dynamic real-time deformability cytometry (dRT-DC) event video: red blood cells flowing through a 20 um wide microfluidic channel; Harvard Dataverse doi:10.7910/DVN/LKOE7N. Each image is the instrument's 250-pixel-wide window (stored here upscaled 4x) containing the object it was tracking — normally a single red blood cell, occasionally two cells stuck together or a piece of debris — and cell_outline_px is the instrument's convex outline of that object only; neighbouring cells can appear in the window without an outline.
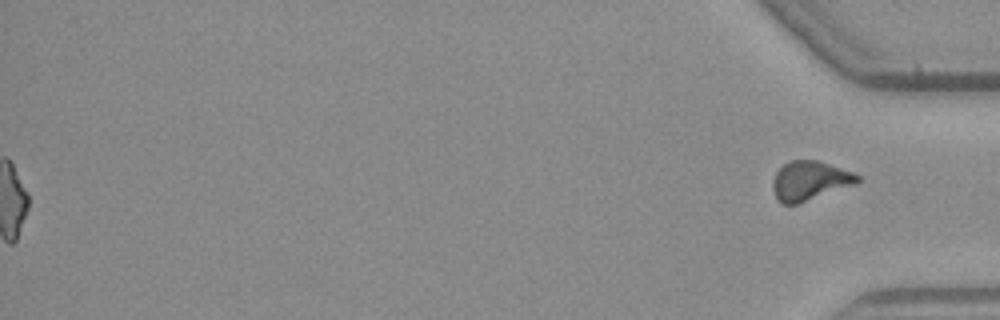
{"species": "common noctule bat (a hibernating species)", "species_latin": "Nyctalus noctula", "temperature_condition": "warm", "stored_images_in_passage": 51, "segment_of_instrument_passage": [2, 2], "camera_frame_rate_fps": 3000, "um_per_image_px": 0.085, "animal": {"sex": "male", "body_mass_g": 23.1, "forearm_length_mm": 52.7}, "frame": {"image": 1, "passage_image": 51, "time_ms": 16.667, "image_size_px": [1000, 320], "cell_outline_px": [[860, 180], [856, 184], [796, 204], [784, 204], [776, 200], [772, 188], [772, 180], [776, 172], [784, 164], [792, 160], [816, 160], [852, 172], [860, 176]], "centroid_in_image_um": [68.8, 15.37], "position_along_channel_um": 366.4, "area_um2": 19.19}}